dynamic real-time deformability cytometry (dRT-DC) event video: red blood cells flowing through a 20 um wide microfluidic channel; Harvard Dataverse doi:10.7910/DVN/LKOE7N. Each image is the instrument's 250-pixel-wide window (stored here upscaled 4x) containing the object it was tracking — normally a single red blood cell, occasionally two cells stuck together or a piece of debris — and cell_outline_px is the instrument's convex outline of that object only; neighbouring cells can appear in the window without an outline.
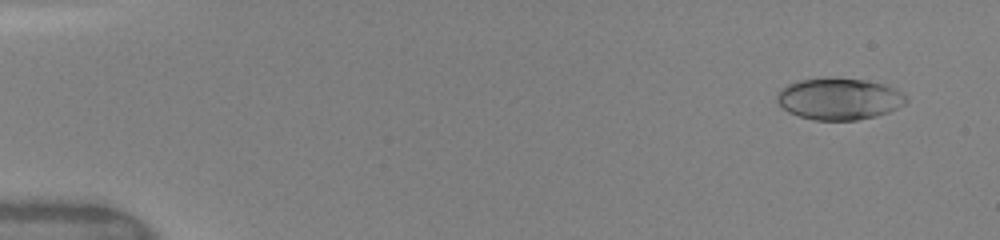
{"species": "human", "species_latin": "Homo sapiens", "temperature_condition": "warm", "stored_images_in_passage": 37, "camera_frame_rate_fps": 3000, "um_per_image_px": 0.085, "donor": {"sex": "female"}, "frame": {"image": 1, "passage_image": 6, "time_ms": 1.0, "image_size_px": [1000, 240], "cell_outline_px": [[908, 100], [904, 104], [888, 112], [876, 116], [856, 120], [812, 120], [788, 112], [776, 100], [776, 96], [780, 88], [796, 80], [828, 76], [864, 80], [884, 84], [908, 96]], "centroid_in_image_um": [71.29, 8.38], "position_along_channel_um": 13.7, "area_um2": 31.67}}
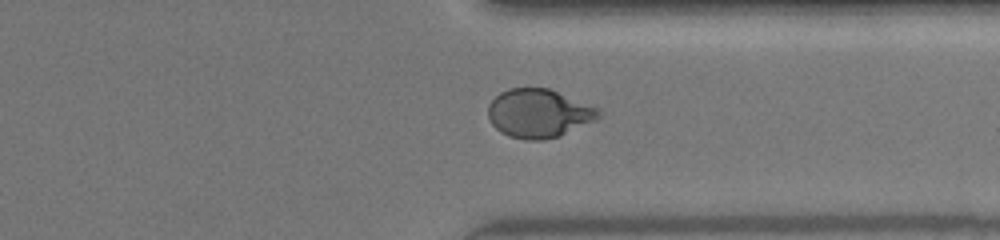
{"frame": {"image": 2, "passage_image": 30, "time_ms": 12.667, "image_size_px": [1000, 240], "cell_outline_px": [[600, 116], [596, 120], [560, 136], [544, 140], [528, 140], [508, 136], [500, 132], [492, 124], [488, 116], [488, 104], [500, 92], [508, 88], [548, 88], [600, 108]], "centroid_in_image_um": [45.8, 9.64], "position_along_channel_um": 365.6, "area_um2": 31.44}}
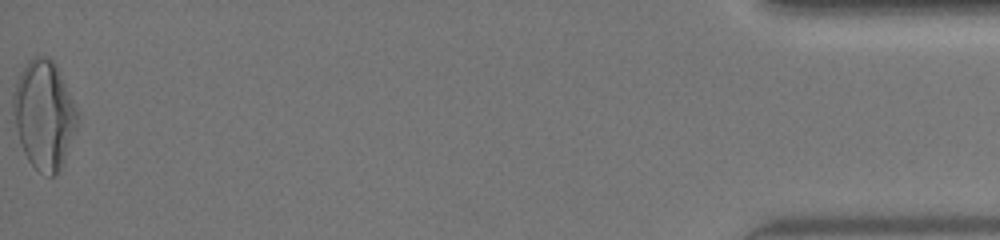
{"frame": {"image": 3, "passage_image": 37, "time_ms": 16.333, "image_size_px": [1000, 240], "cell_outline_px": [[80, 116], [76, 128], [64, 160], [60, 168], [52, 176], [48, 176], [36, 168], [28, 160], [20, 144], [12, 112], [12, 92], [16, 80], [20, 72], [28, 60], [32, 56], [48, 56], [56, 64], [60, 72]], "centroid_in_image_um": [3.72, 9.7], "position_along_channel_um": 431.5, "area_um2": 40.69}, "authors_computed_cell_mechanics": {"area_um2": 30.8652, "velocity_mm_per_s": 4.1544, "shape_relaxation_time_tau1_ms": 4.8183, "shape_relaxation_time_tau2_ms": 0.8445, "deformation_change_tau1": 0.1914, "deformation_change_tau2": 0.051}}